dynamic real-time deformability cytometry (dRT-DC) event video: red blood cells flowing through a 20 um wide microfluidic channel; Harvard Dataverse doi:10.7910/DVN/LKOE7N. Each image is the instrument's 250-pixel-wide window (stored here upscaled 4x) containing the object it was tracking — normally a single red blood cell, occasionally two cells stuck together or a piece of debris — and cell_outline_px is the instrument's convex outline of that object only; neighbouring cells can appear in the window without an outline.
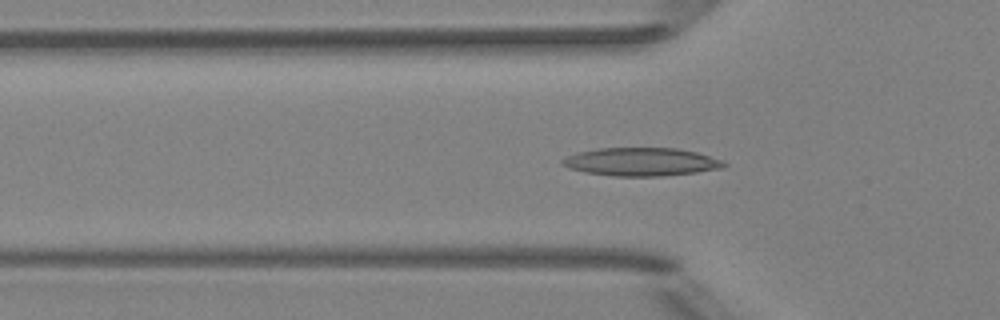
{"species": "Egyptian fruit bat (a non-hibernating species)", "species_latin": "Rousettus aegyptiacus", "temperature_condition": "room temperature", "stored_images_in_passage": 38, "camera_frame_rate_fps": 3000, "um_per_image_px": 0.085, "animal": {"sex": "female"}, "frame": {"image": 1, "passage_image": 8, "time_ms": 2.333, "image_size_px": [1000, 320], "cell_outline_px": [[728, 164], [724, 168], [696, 172], [664, 176], [612, 176], [584, 172], [568, 168], [560, 164], [560, 160], [568, 156], [580, 152], [600, 148], [676, 148], [696, 152], [724, 160]], "centroid_in_image_um": [54.53, 13.76], "position_along_channel_um": 71.3, "area_um2": 26.65}}
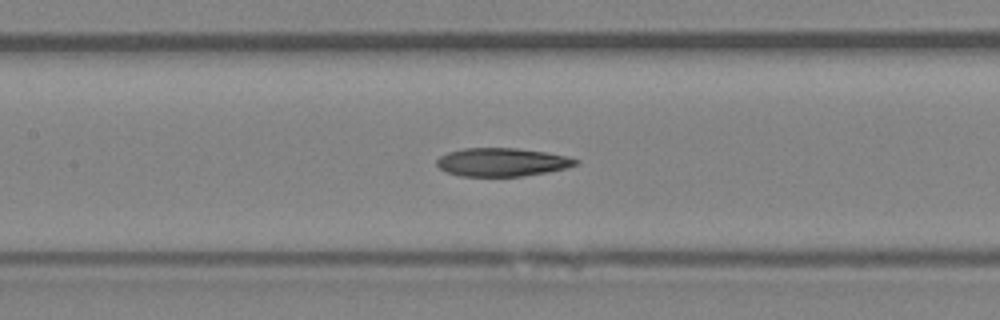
{"frame": {"image": 2, "passage_image": 15, "time_ms": 4.667, "image_size_px": [1000, 320], "cell_outline_px": [[580, 160], [576, 164], [568, 168], [548, 172], [524, 176], [460, 176], [444, 172], [436, 164], [436, 160], [440, 156], [448, 152], [464, 148], [516, 148], [544, 152], [564, 156]], "centroid_in_image_um": [42.64, 13.79], "position_along_channel_um": 164.8, "area_um2": 22.95}}
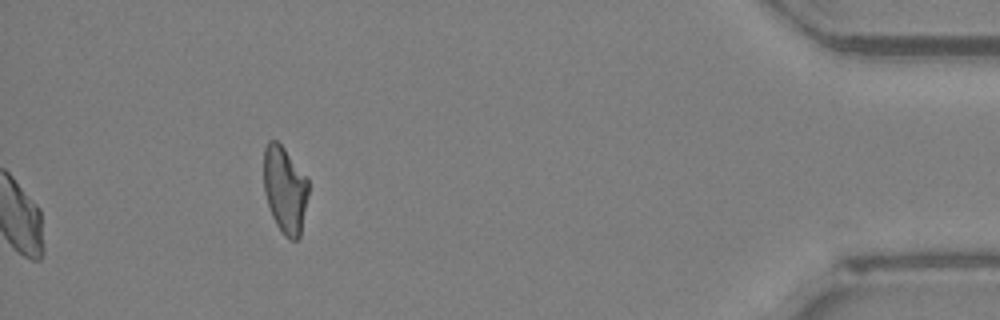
{"frame": {"image": 3, "passage_image": 38, "time_ms": 12.333, "image_size_px": [1000, 320], "cell_outline_px": [[308, 196], [300, 236], [296, 240], [288, 240], [284, 236], [276, 224], [272, 216], [264, 192], [264, 148], [268, 140], [276, 140], [284, 148], [308, 176]], "centroid_in_image_um": [24.23, 16.12], "position_along_channel_um": 411.0, "area_um2": 22.89}}